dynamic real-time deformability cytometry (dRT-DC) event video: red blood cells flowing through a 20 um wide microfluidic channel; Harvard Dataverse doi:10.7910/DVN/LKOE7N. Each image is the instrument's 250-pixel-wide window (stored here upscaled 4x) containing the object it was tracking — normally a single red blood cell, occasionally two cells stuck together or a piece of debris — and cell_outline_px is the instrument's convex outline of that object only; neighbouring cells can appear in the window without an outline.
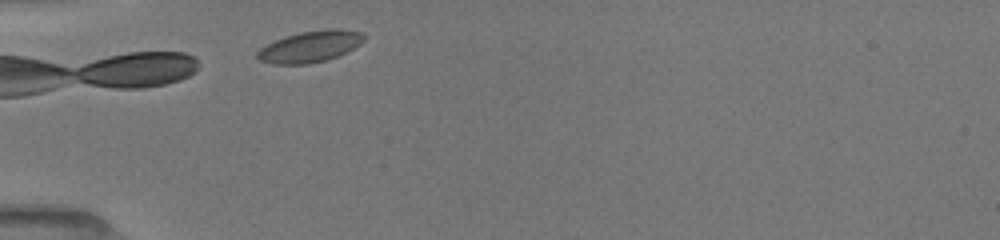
{"species": "common noctule bat (a hibernating species)", "species_latin": "Nyctalus noctula", "temperature_condition": "room temperature", "stored_images_in_passage": 32, "camera_frame_rate_fps": 3000, "um_per_image_px": 0.085, "animal": {"sex": "female", "body_mass_g": 19.5, "forearm_length_mm": 54.1}, "frame": {"image": 1, "passage_image": 1, "time_ms": 0.0, "image_size_px": [1000, 240], "cell_outline_px": [[368, 36], [360, 44], [336, 56], [324, 60], [308, 64], [272, 64], [260, 60], [256, 56], [256, 52], [260, 48], [276, 40], [300, 32], [328, 28], [340, 28], [364, 32]], "centroid_in_image_um": [26.4, 3.94], "position_along_channel_um": 58.6, "area_um2": 19.42}}
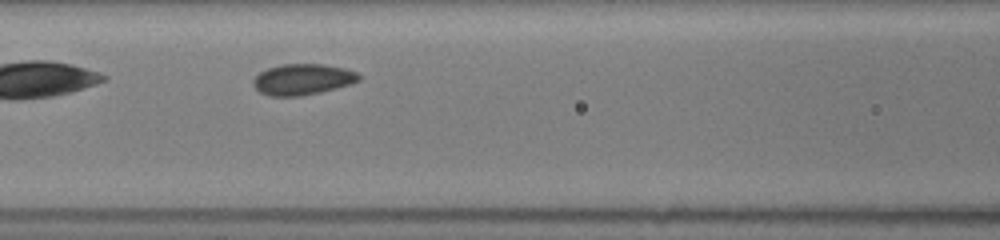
{"frame": {"image": 2, "passage_image": 14, "time_ms": 2.333, "image_size_px": [1000, 240], "cell_outline_px": [[360, 80], [352, 84], [320, 92], [300, 96], [268, 96], [260, 92], [252, 84], [252, 80], [260, 72], [268, 68], [284, 64], [324, 64], [344, 68], [356, 72], [360, 76]], "centroid_in_image_um": [25.72, 6.75], "position_along_channel_um": 140.9, "area_um2": 19.07}}
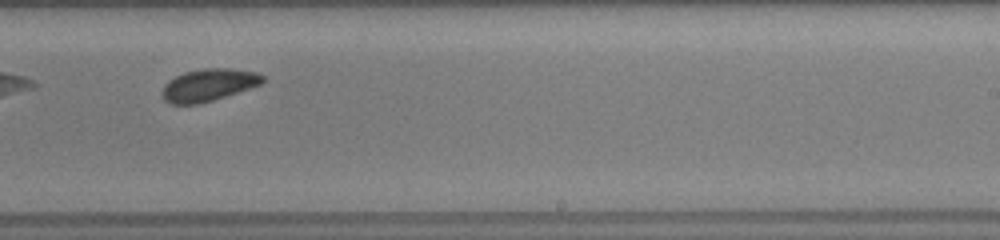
{"frame": {"image": 3, "passage_image": 29, "time_ms": 5.667, "image_size_px": [1000, 240], "cell_outline_px": [[264, 80], [260, 84], [200, 104], [172, 104], [164, 100], [160, 92], [164, 84], [168, 80], [184, 72], [204, 68], [228, 68], [256, 72], [264, 76]], "centroid_in_image_um": [17.66, 7.22], "position_along_channel_um": 271.3, "area_um2": 18.79}}